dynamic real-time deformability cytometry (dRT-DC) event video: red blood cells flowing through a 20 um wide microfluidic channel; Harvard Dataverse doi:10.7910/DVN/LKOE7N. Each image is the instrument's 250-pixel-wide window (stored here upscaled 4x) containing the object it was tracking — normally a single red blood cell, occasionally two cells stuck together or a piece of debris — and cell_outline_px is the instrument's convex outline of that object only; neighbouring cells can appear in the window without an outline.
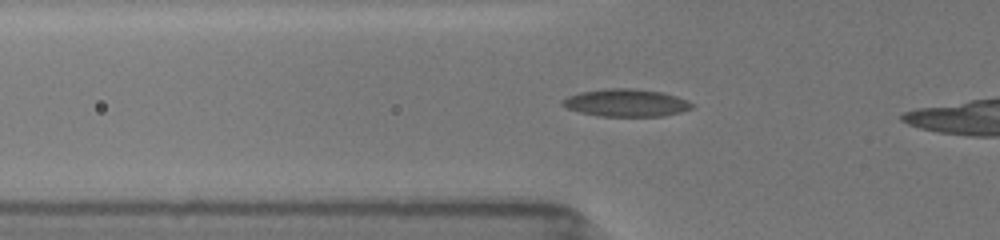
{"species": "common noctule bat (a hibernating species)", "species_latin": "Nyctalus noctula", "temperature_condition": "room temperature", "stored_images_in_passage": 52, "camera_frame_rate_fps": 3000, "um_per_image_px": 0.085, "animal": {"sex": "female", "body_mass_g": 19.5, "forearm_length_mm": 54.1}, "frame": {"image": 1, "passage_image": 17, "time_ms": 2.333, "image_size_px": [1000, 240], "cell_outline_px": [[692, 108], [680, 112], [664, 116], [600, 116], [580, 112], [568, 108], [560, 104], [560, 100], [568, 96], [580, 92], [604, 88], [632, 88], [664, 92], [676, 96], [692, 104]], "centroid_in_image_um": [53.17, 8.73], "position_along_channel_um": 72.6, "area_um2": 20.75}}
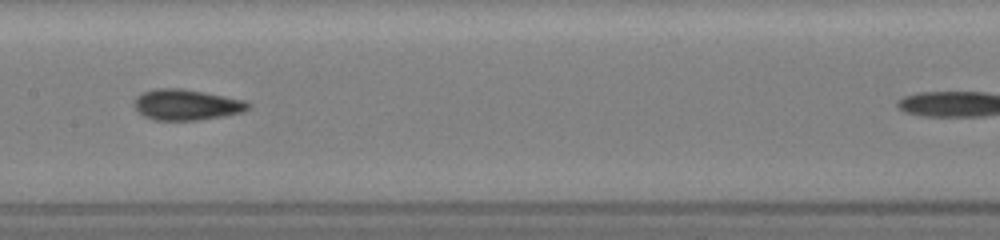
{"frame": {"image": 2, "passage_image": 26, "time_ms": 5.333, "image_size_px": [1000, 240], "cell_outline_px": [[252, 104], [248, 108], [240, 112], [224, 116], [200, 120], [152, 120], [144, 116], [136, 108], [136, 96], [144, 92], [156, 88], [184, 88], [244, 100]], "centroid_in_image_um": [15.86, 8.9], "position_along_channel_um": 191.5, "area_um2": 20.29}}
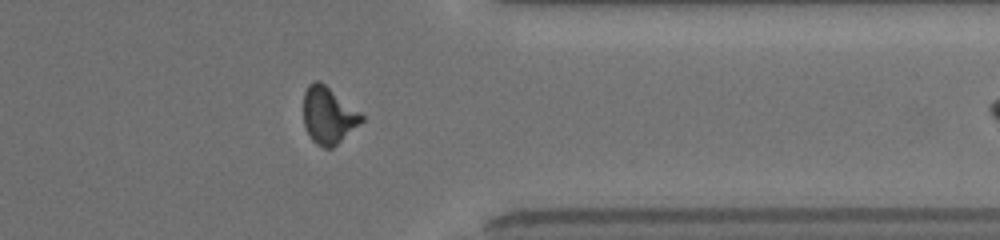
{"frame": {"image": 3, "passage_image": 51, "time_ms": 10.333, "image_size_px": [1000, 240], "cell_outline_px": [[364, 120], [332, 148], [324, 148], [316, 144], [312, 140], [304, 124], [304, 92], [308, 84], [316, 80], [320, 80], [360, 112], [364, 116]], "centroid_in_image_um": [27.9, 9.79], "position_along_channel_um": 383.5, "area_um2": 19.07}}